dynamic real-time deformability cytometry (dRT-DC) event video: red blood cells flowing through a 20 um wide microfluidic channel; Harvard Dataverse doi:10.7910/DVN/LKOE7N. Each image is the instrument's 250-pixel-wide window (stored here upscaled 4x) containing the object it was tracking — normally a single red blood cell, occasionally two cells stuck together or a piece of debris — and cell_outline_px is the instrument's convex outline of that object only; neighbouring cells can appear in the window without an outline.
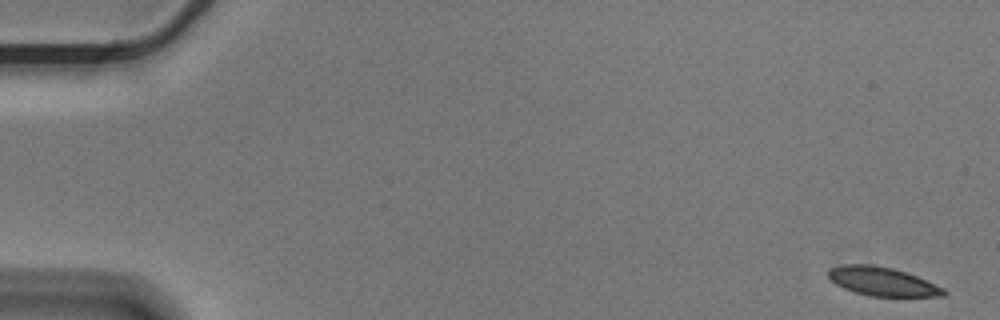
{"species": "Egyptian fruit bat (a non-hibernating species)", "species_latin": "Rousettus aegyptiacus", "temperature_condition": "cold", "stored_images_in_passage": 56, "camera_frame_rate_fps": 3000, "um_per_image_px": 0.085, "animal": {"sex": "male"}, "frame": {"image": 1, "passage_image": 1, "time_ms": 0.0, "image_size_px": [1000, 320], "cell_outline_px": [[948, 292], [944, 296], [868, 296], [844, 288], [836, 284], [828, 276], [828, 268], [844, 264], [872, 264], [892, 268], [916, 276], [944, 288]], "centroid_in_image_um": [74.98, 23.92], "position_along_channel_um": 10.0, "area_um2": 19.19}}
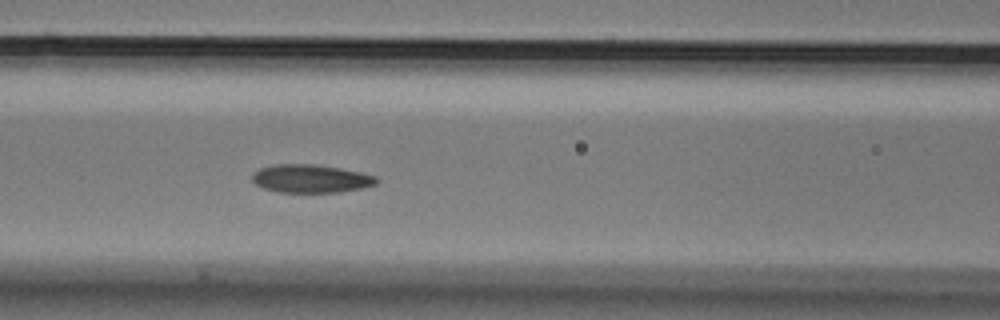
{"frame": {"image": 2, "passage_image": 24, "time_ms": 7.667, "image_size_px": [1000, 320], "cell_outline_px": [[380, 180], [376, 184], [360, 188], [340, 192], [276, 192], [264, 188], [256, 184], [252, 180], [252, 176], [260, 168], [276, 164], [316, 164], [340, 168], [360, 172], [376, 176]], "centroid_in_image_um": [26.44, 15.18], "position_along_channel_um": 140.2, "area_um2": 20.35}}
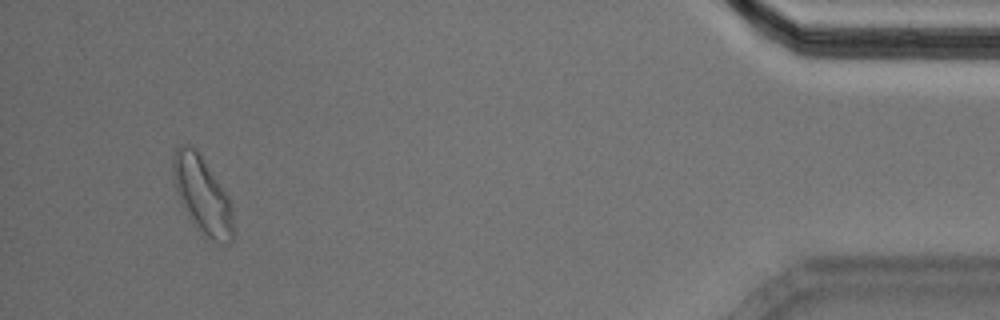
{"frame": {"image": 3, "passage_image": 53, "time_ms": 17.333, "image_size_px": [1000, 320], "cell_outline_px": [[232, 240], [228, 244], [220, 244], [196, 228], [188, 216], [176, 192], [172, 180], [172, 156], [176, 148], [180, 144], [188, 144], [196, 148], [228, 196], [232, 208]], "centroid_in_image_um": [17.15, 16.53], "position_along_channel_um": 418.0, "area_um2": 26.93}, "authors_computed_cell_mechanics": {"area_um2": 20.6346, "velocity_mm_per_s": 3.5567, "shape_relaxation_time_tau1_ms": 10.7339, "shape_relaxation_time_tau2_ms": 3.1988, "deformation_change_tau1": 0.1929, "deformation_change_tau2": 0.0782}}